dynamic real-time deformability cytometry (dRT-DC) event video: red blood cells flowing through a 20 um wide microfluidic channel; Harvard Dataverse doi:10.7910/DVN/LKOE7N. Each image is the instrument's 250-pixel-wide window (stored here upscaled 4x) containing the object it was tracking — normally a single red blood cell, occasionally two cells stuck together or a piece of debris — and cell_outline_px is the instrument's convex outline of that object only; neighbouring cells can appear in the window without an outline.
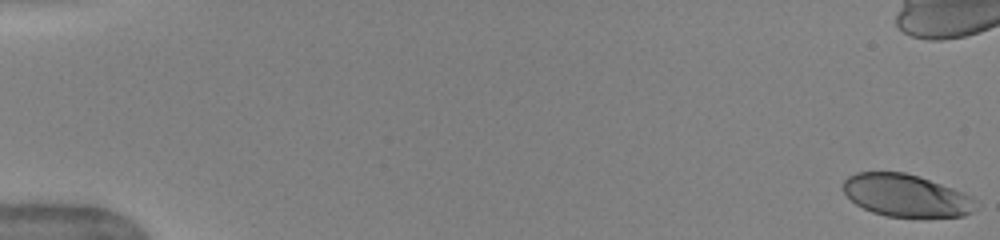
{"species": "human", "species_latin": "Homo sapiens", "temperature_condition": "warm", "stored_images_in_passage": 43, "camera_frame_rate_fps": 3000, "um_per_image_px": 0.085, "donor": {"sex": "female"}, "frame": {"image": 1, "passage_image": 1, "time_ms": 0.0, "image_size_px": [1000, 240], "cell_outline_px": [[976, 200], [972, 212], [964, 216], [884, 216], [872, 212], [856, 204], [844, 192], [844, 180], [848, 176], [856, 172], [904, 172], [920, 176], [964, 192], [972, 196]], "centroid_in_image_um": [77.02, 16.6], "position_along_channel_um": 8.0, "area_um2": 32.54}, "authors_computed_cell_mechanics": {"area_um2": 36.7608, "velocity_mm_per_s": 4.0354, "shape_relaxation_time_tau1_ms": 2.7889, "shape_relaxation_time_tau2_ms": null, "deformation_change_tau1": 0.1671, "deformation_change_tau2": null}}